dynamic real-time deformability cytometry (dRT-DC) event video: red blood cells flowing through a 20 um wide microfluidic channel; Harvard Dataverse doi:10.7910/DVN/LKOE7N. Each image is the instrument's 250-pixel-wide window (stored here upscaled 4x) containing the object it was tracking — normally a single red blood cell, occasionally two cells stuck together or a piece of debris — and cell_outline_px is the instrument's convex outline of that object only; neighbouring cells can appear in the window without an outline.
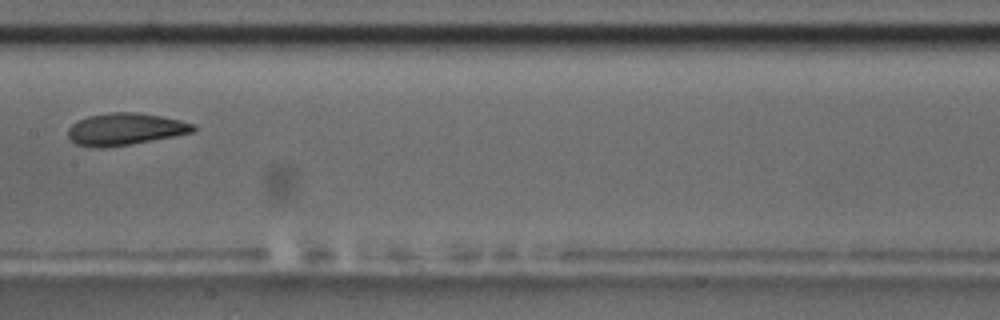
{"species": "common noctule bat (a hibernating species)", "species_latin": "Nyctalus noctula", "temperature_condition": "room temperature", "stored_images_in_passage": 9, "camera_frame_rate_fps": 3000, "um_per_image_px": 0.085, "animal": {"sex": "male", "body_mass_g": 17.5, "forearm_length_mm": 52.3}, "frame": {"image": 1, "passage_image": 7, "time_ms": 7.0, "image_size_px": [1000, 320], "cell_outline_px": [[196, 128], [192, 132], [132, 144], [104, 148], [92, 148], [76, 144], [68, 136], [68, 128], [72, 124], [88, 116], [112, 112], [136, 112], [160, 116], [180, 120], [196, 124]], "centroid_in_image_um": [10.62, 10.98], "position_along_channel_um": 196.8, "area_um2": 23.29}}
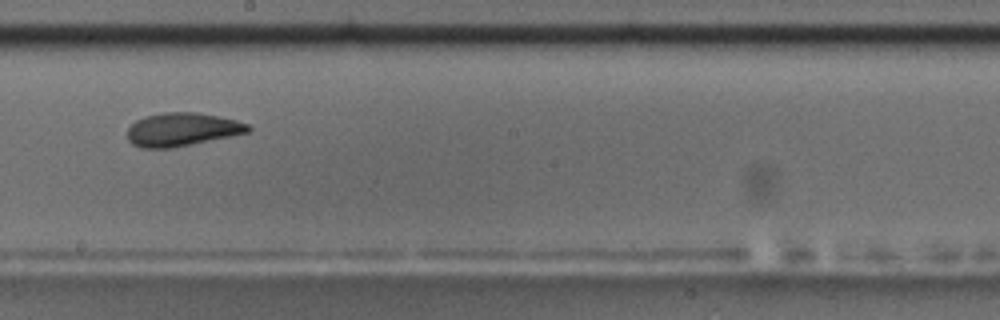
{"frame": {"image": 2, "passage_image": 8, "time_ms": 8.0, "image_size_px": [1000, 320], "cell_outline_px": [[252, 128], [248, 132], [232, 136], [172, 148], [140, 148], [132, 144], [128, 140], [128, 128], [136, 120], [144, 116], [160, 112], [196, 112], [236, 120], [248, 124]], "centroid_in_image_um": [15.45, 11.0], "position_along_channel_um": 232.7, "area_um2": 23.52}}